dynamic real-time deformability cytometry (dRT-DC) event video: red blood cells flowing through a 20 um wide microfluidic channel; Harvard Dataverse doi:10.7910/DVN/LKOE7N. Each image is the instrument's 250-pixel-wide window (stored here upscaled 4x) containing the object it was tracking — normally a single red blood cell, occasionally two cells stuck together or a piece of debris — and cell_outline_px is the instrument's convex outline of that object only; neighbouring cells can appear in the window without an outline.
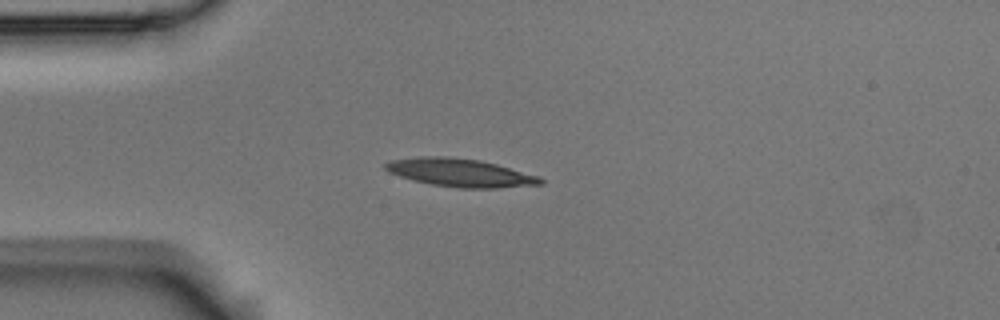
{"species": "Egyptian fruit bat (a non-hibernating species)", "species_latin": "Rousettus aegyptiacus", "temperature_condition": "room temperature", "stored_images_in_passage": 43, "camera_frame_rate_fps": 3000, "um_per_image_px": 0.085, "animal": {"sex": "male"}, "frame": {"image": 1, "passage_image": 1, "time_ms": 0.0, "image_size_px": [1000, 320], "cell_outline_px": [[544, 184], [496, 188], [460, 188], [432, 184], [412, 180], [388, 172], [384, 168], [384, 164], [388, 160], [416, 156], [444, 156], [480, 160], [496, 164], [540, 176], [544, 180]], "centroid_in_image_um": [39.09, 14.67], "position_along_channel_um": 45.9, "area_um2": 25.55}}
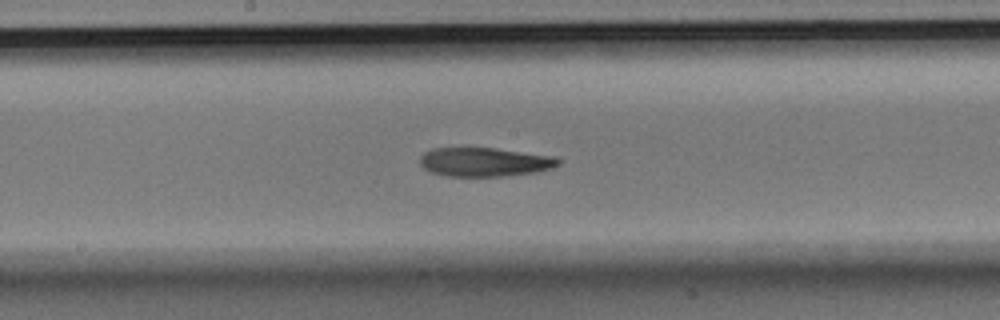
{"frame": {"image": 2, "passage_image": 16, "time_ms": 5.0, "image_size_px": [1000, 320], "cell_outline_px": [[560, 164], [552, 168], [536, 172], [504, 176], [448, 176], [432, 172], [424, 168], [420, 164], [420, 156], [424, 152], [432, 148], [496, 148], [556, 156], [560, 160]], "centroid_in_image_um": [41.22, 13.76], "position_along_channel_um": 207.0, "area_um2": 23.41}}
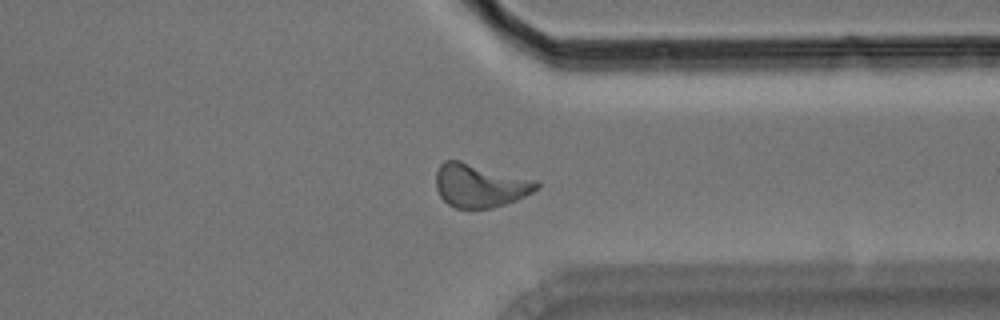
{"frame": {"image": 3, "passage_image": 30, "time_ms": 9.667, "image_size_px": [1000, 320], "cell_outline_px": [[540, 188], [516, 200], [492, 208], [456, 208], [448, 204], [440, 196], [436, 188], [436, 172], [440, 164], [444, 160], [460, 160], [540, 180]], "centroid_in_image_um": [40.83, 15.75], "position_along_channel_um": 370.6, "area_um2": 25.84}, "authors_computed_cell_mechanics": {"area_um2": 24.1026, "velocity_mm_per_s": 3.5427, "shape_relaxation_time_tau1_ms": 5.319, "shape_relaxation_time_tau2_ms": 6.8861, "deformation_change_tau1": 0.1832, "deformation_change_tau2": 0.1615}}